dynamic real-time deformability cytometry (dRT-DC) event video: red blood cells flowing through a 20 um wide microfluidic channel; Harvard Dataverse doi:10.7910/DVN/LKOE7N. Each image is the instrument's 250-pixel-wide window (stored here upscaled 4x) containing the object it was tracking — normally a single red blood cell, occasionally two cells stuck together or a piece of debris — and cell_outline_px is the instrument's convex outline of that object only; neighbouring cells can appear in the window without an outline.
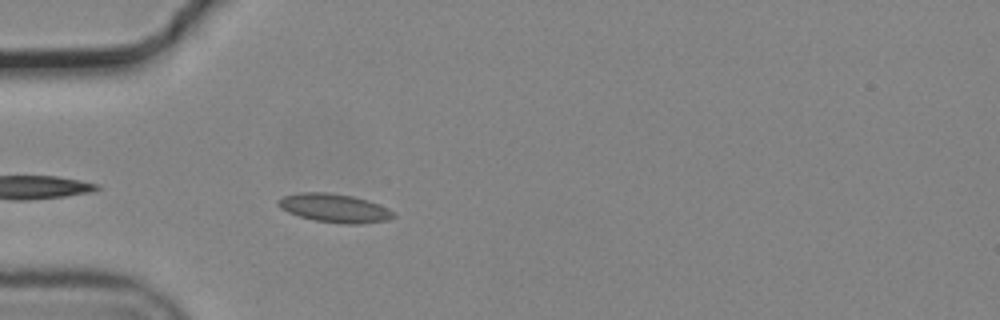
{"species": "common noctule bat (a hibernating species)", "species_latin": "Nyctalus noctula", "temperature_condition": "cold", "stored_images_in_passage": 8, "camera_frame_rate_fps": 3000, "um_per_image_px": 0.085, "animal": {"sex": "male", "body_mass_g": 19.2, "forearm_length_mm": 51.8}, "frame": {"image": 1, "passage_image": 1, "time_ms": 0.0, "image_size_px": [1000, 320], "cell_outline_px": [[396, 216], [388, 220], [360, 224], [344, 224], [316, 220], [300, 216], [288, 212], [280, 208], [276, 204], [276, 200], [284, 196], [300, 192], [328, 192], [352, 196], [368, 200], [392, 212]], "centroid_in_image_um": [28.38, 17.68], "position_along_channel_um": 56.6, "area_um2": 19.02}}
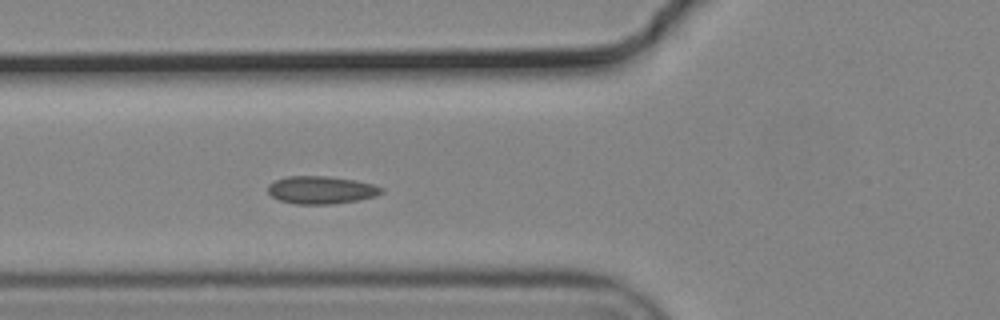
{"frame": {"image": 2, "passage_image": 5, "time_ms": 1.333, "image_size_px": [1000, 320], "cell_outline_px": [[384, 192], [376, 196], [356, 200], [332, 204], [296, 204], [280, 200], [272, 196], [268, 192], [268, 184], [276, 180], [288, 176], [324, 176], [356, 180], [372, 184], [384, 188]], "centroid_in_image_um": [27.31, 16.14], "position_along_channel_um": 98.5, "area_um2": 18.26}}